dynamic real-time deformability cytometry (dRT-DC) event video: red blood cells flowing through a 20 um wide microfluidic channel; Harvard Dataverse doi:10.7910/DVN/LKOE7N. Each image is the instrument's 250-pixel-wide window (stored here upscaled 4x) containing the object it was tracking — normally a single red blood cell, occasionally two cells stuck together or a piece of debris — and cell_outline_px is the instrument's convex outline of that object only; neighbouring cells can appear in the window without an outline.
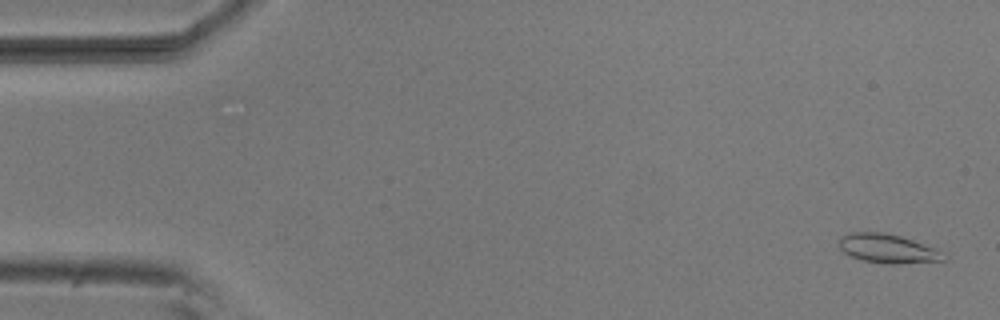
{"species": "common noctule bat (a hibernating species)", "species_latin": "Nyctalus noctula", "temperature_condition": "room temperature", "stored_images_in_passage": 53, "camera_frame_rate_fps": 3000, "um_per_image_px": 0.085, "animal": {"sex": "male", "body_mass_g": 20.5, "forearm_length_mm": 52.5}, "frame": {"image": 1, "passage_image": 2, "time_ms": 0.333, "image_size_px": [1000, 320], "cell_outline_px": [[948, 256], [944, 260], [896, 264], [888, 264], [860, 260], [844, 252], [840, 248], [840, 236], [848, 232], [884, 232], [900, 236], [936, 248], [944, 252]], "centroid_in_image_um": [75.47, 21.13], "position_along_channel_um": 9.5, "area_um2": 17.74}}
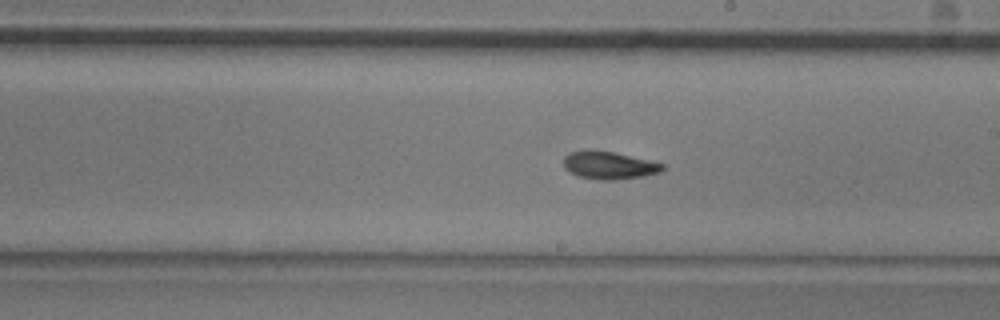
{"frame": {"image": 2, "passage_image": 30, "time_ms": 9.667, "image_size_px": [1000, 320], "cell_outline_px": [[664, 168], [660, 172], [644, 176], [616, 180], [600, 180], [576, 176], [568, 172], [564, 168], [564, 156], [572, 152], [588, 148], [612, 152], [648, 160], [664, 164]], "centroid_in_image_um": [51.71, 14.05], "position_along_channel_um": 237.3, "area_um2": 16.13}}
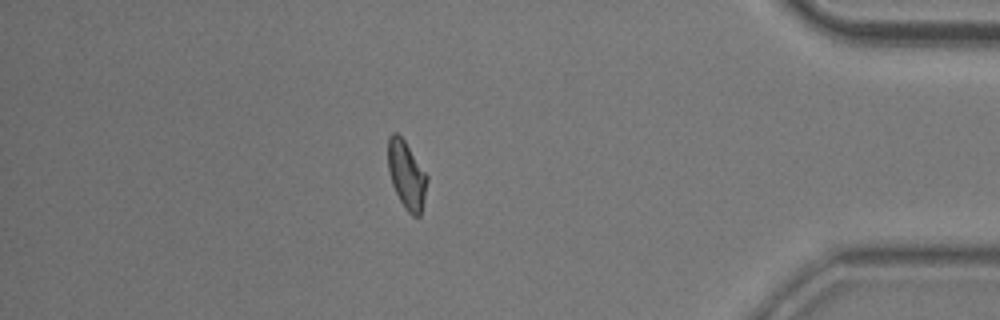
{"frame": {"image": 3, "passage_image": 46, "time_ms": 15.0, "image_size_px": [1000, 320], "cell_outline_px": [[428, 180], [420, 216], [412, 216], [404, 208], [392, 184], [388, 168], [388, 136], [392, 132], [396, 132], [404, 140], [428, 176]], "centroid_in_image_um": [34.55, 14.87], "position_along_channel_um": 400.6, "area_um2": 15.32}, "authors_computed_cell_mechanics": {"area_um2": 15.895, "velocity_mm_per_s": 3.8023, "shape_relaxation_time_tau1_ms": 6.7372, "shape_relaxation_time_tau2_ms": 2.6321, "deformation_change_tau1": 0.167, "deformation_change_tau2": 0.0877}}